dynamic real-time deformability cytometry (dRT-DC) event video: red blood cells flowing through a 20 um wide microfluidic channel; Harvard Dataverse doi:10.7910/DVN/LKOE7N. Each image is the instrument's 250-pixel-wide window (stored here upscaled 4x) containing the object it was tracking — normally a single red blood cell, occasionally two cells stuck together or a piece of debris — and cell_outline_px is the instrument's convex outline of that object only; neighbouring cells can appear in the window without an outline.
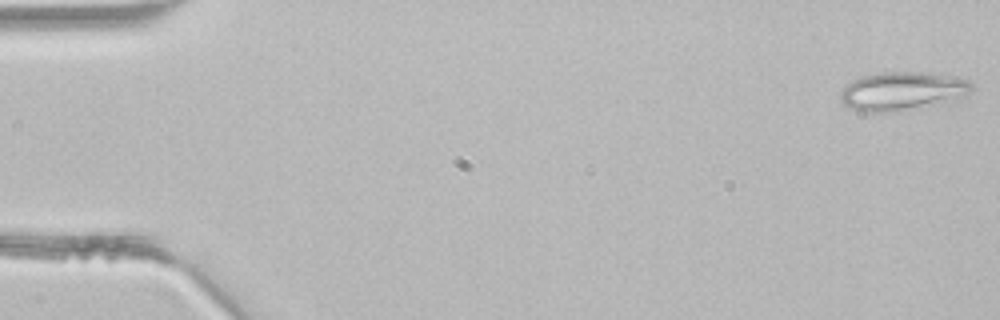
{"species": "common noctule bat (a hibernating species)", "species_latin": "Nyctalus noctula", "temperature_condition": "room temperature", "stored_images_in_passage": 4, "camera_frame_rate_fps": 3000, "um_per_image_px": 0.085, "animal": {"sex": "male", "body_mass_g": 21.5, "forearm_length_mm": 52.0}, "frame": {"image": 1, "passage_image": 1, "time_ms": 0.0, "image_size_px": [1000, 320], "cell_outline_px": [[972, 88], [964, 96], [956, 100], [892, 112], [860, 112], [844, 104], [840, 100], [840, 92], [848, 84], [864, 76], [884, 72], [920, 72], [968, 80], [972, 84]], "centroid_in_image_um": [76.66, 7.76], "position_along_channel_um": 8.3, "area_um2": 28.84}}